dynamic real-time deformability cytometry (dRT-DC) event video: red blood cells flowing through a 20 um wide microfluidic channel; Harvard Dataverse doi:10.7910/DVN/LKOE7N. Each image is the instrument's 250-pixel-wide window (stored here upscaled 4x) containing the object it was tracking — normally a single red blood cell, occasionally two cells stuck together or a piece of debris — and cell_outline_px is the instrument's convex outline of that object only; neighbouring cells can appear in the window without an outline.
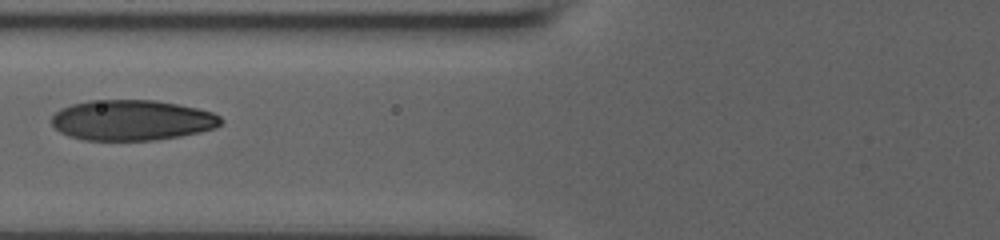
{"species": "human", "species_latin": "Homo sapiens", "temperature_condition": "room temperature", "stored_images_in_passage": 4, "camera_frame_rate_fps": 3000, "um_per_image_px": 0.085, "donor": {"sex": "male"}, "frame": {"image": 1, "passage_image": 2, "time_ms": 1.333, "image_size_px": [1000, 240], "cell_outline_px": [[224, 120], [216, 128], [180, 136], [152, 140], [84, 140], [68, 136], [60, 132], [52, 124], [52, 116], [60, 108], [72, 104], [88, 100], [156, 100], [196, 108], [212, 112], [220, 116]], "centroid_in_image_um": [11.2, 10.21], "position_along_channel_um": 114.6, "area_um2": 39.94}}
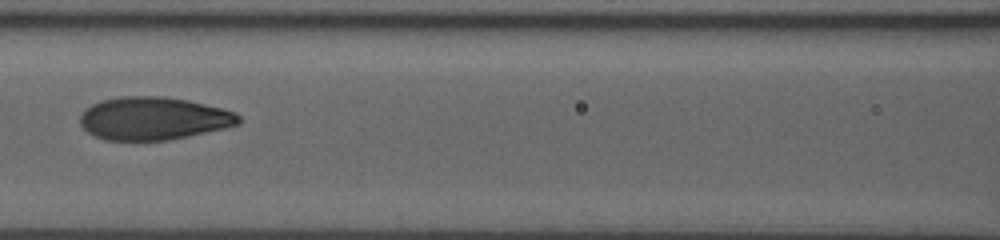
{"frame": {"image": 2, "passage_image": 3, "time_ms": 2.333, "image_size_px": [1000, 240], "cell_outline_px": [[240, 124], [224, 128], [188, 136], [168, 140], [104, 140], [88, 132], [80, 124], [80, 112], [84, 108], [100, 100], [120, 96], [164, 96], [188, 100], [224, 108], [236, 112], [240, 116]], "centroid_in_image_um": [13.04, 10.05], "position_along_channel_um": 153.6, "area_um2": 39.94}}
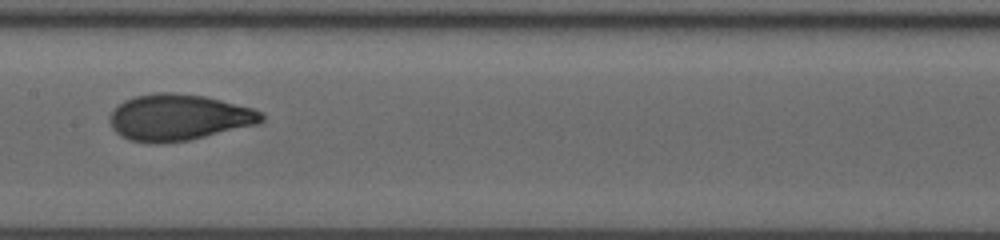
{"frame": {"image": 3, "passage_image": 4, "time_ms": 3.333, "image_size_px": [1000, 240], "cell_outline_px": [[264, 120], [260, 124], [188, 140], [132, 140], [116, 132], [112, 128], [108, 116], [124, 100], [136, 96], [156, 92], [172, 92], [204, 96], [252, 108], [264, 112]], "centroid_in_image_um": [15.25, 9.93], "position_along_channel_um": 192.1, "area_um2": 40.0}}